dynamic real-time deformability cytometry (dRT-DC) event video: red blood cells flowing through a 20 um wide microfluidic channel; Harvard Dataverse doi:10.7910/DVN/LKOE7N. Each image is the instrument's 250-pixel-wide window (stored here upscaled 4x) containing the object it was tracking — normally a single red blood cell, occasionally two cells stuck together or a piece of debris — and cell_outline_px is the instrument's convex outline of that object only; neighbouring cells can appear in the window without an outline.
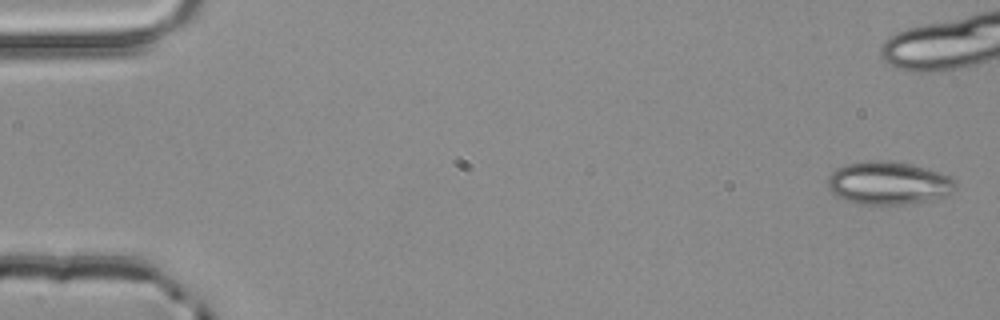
{"species": "common noctule bat (a hibernating species)", "species_latin": "Nyctalus noctula", "temperature_condition": "room temperature", "stored_images_in_passage": 5, "camera_frame_rate_fps": 3000, "um_per_image_px": 0.085, "animal": {"sex": "male", "body_mass_g": 20.4}, "frame": {"image": 1, "passage_image": 1, "time_ms": 0.0, "image_size_px": [1000, 320], "cell_outline_px": [[956, 188], [952, 192], [944, 196], [904, 204], [856, 204], [844, 200], [836, 196], [828, 188], [828, 176], [836, 168], [848, 164], [868, 160], [892, 160], [912, 164], [948, 176], [956, 180]], "centroid_in_image_um": [75.47, 15.55], "position_along_channel_um": 9.5, "area_um2": 31.91}}